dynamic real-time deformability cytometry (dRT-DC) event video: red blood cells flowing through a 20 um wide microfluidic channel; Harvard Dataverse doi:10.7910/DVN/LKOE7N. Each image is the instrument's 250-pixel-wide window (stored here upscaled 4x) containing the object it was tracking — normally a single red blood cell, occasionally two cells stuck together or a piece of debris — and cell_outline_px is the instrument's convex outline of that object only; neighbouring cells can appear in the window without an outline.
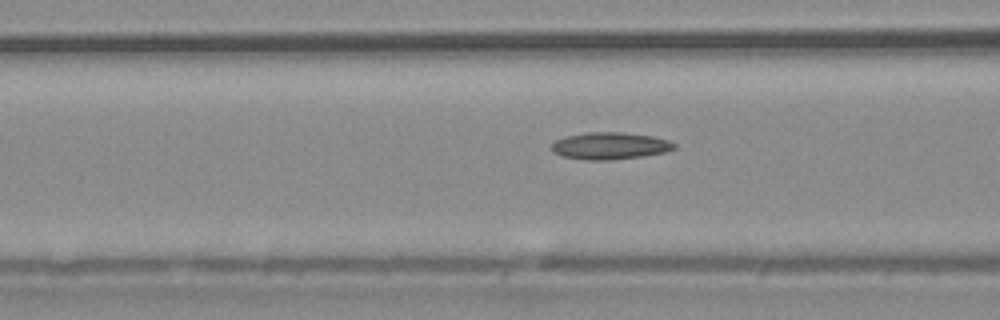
{"species": "common noctule bat (a hibernating species)", "species_latin": "Nyctalus noctula", "temperature_condition": "warm", "stored_images_in_passage": 14, "camera_frame_rate_fps": 3000, "um_per_image_px": 0.085, "animal": {"sex": "male", "body_mass_g": 20.4}, "frame": {"image": 1, "passage_image": 12, "time_ms": 3.667, "image_size_px": [1000, 320], "cell_outline_px": [[676, 148], [664, 152], [640, 156], [612, 160], [584, 160], [564, 156], [552, 152], [552, 144], [556, 140], [564, 136], [588, 132], [620, 132], [652, 136], [668, 140], [676, 144]], "centroid_in_image_um": [51.83, 12.39], "position_along_channel_um": 114.8, "area_um2": 19.25}}